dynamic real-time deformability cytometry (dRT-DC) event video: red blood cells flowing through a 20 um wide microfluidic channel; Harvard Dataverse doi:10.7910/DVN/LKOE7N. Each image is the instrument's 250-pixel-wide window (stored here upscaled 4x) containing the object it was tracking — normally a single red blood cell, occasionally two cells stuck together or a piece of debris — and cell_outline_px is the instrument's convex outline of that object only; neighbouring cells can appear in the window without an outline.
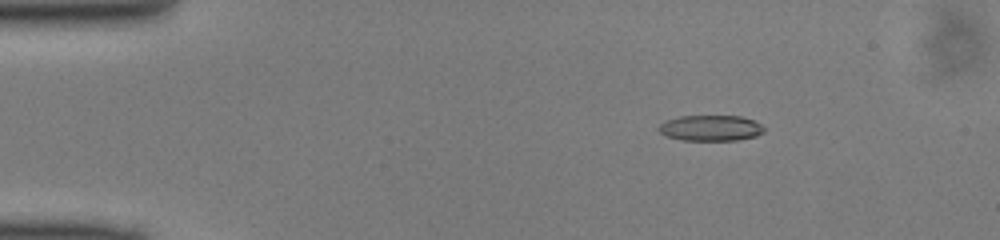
{"species": "common noctule bat (a hibernating species)", "species_latin": "Nyctalus noctula", "temperature_condition": "cold", "stored_images_in_passage": 48, "camera_frame_rate_fps": 3000, "um_per_image_px": 0.085, "animal": {"sex": "male", "body_mass_g": 13.0, "forearm_length_mm": 53.1}, "frame": {"image": 1, "passage_image": 6, "time_ms": 1.667, "image_size_px": [1000, 240], "cell_outline_px": [[764, 132], [756, 136], [736, 140], [680, 140], [664, 136], [656, 128], [664, 120], [680, 116], [740, 116], [752, 120], [760, 124], [764, 128]], "centroid_in_image_um": [60.34, 10.88], "position_along_channel_um": 24.7, "area_um2": 15.9}}
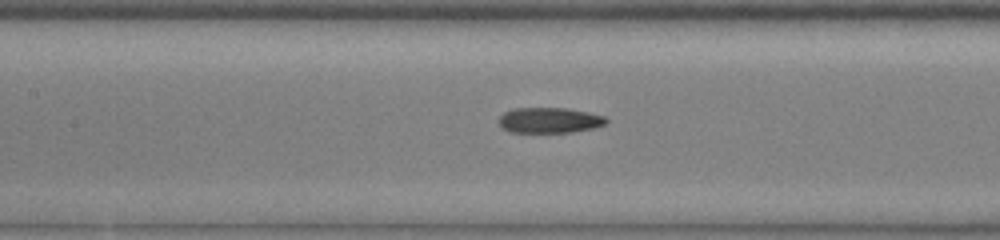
{"frame": {"image": 2, "passage_image": 21, "time_ms": 6.667, "image_size_px": [1000, 240], "cell_outline_px": [[608, 120], [604, 124], [592, 128], [572, 132], [508, 132], [500, 124], [500, 116], [504, 112], [512, 108], [568, 108], [588, 112], [604, 116]], "centroid_in_image_um": [46.69, 10.21], "position_along_channel_um": 160.7, "area_um2": 15.84}}
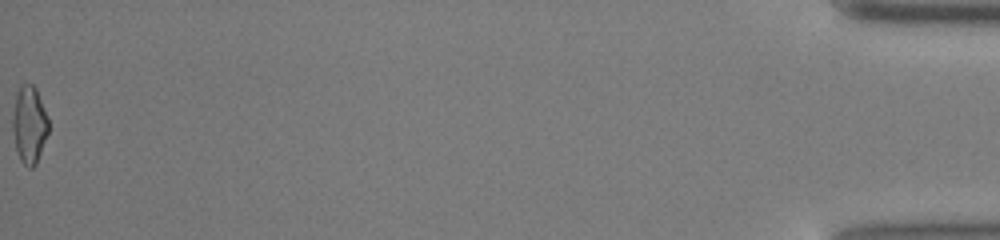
{"frame": {"image": 3, "passage_image": 48, "time_ms": 15.667, "image_size_px": [1000, 240], "cell_outline_px": [[48, 132], [36, 164], [32, 168], [28, 168], [20, 160], [16, 148], [12, 128], [12, 116], [16, 92], [20, 84], [32, 84], [36, 88], [48, 116]], "centroid_in_image_um": [2.48, 10.57], "position_along_channel_um": 432.7, "area_um2": 16.24}}